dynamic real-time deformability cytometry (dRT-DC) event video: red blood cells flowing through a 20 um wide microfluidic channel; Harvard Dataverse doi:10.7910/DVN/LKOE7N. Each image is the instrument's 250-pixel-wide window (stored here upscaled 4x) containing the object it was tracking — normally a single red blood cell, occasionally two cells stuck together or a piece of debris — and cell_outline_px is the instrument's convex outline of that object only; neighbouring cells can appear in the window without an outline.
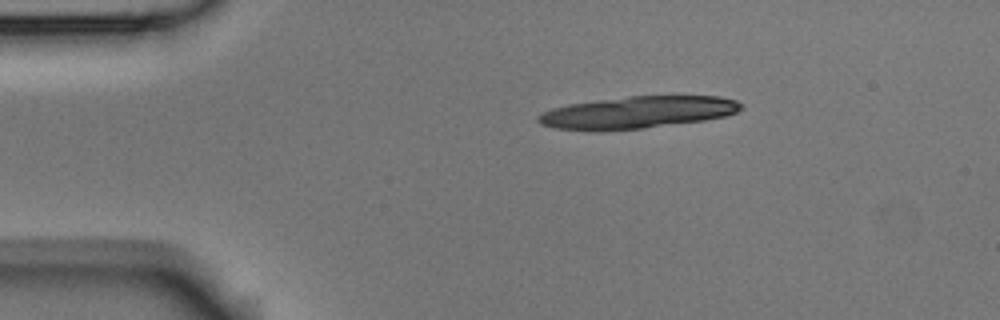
{"species": "Egyptian fruit bat (a non-hibernating species)", "species_latin": "Rousettus aegyptiacus", "temperature_condition": "room temperature", "stored_images_in_passage": 9, "camera_frame_rate_fps": 3000, "um_per_image_px": 0.085, "animal": {"sex": "male"}, "frame": {"image": 1, "passage_image": 1, "time_ms": 0.0, "image_size_px": [1000, 320], "cell_outline_px": [[744, 108], [736, 112], [724, 116], [704, 120], [644, 128], [556, 128], [540, 124], [536, 120], [536, 116], [552, 108], [568, 104], [628, 96], [720, 96], [736, 100], [744, 104]], "centroid_in_image_um": [54.28, 9.51], "position_along_channel_um": 30.7, "area_um2": 36.93}}